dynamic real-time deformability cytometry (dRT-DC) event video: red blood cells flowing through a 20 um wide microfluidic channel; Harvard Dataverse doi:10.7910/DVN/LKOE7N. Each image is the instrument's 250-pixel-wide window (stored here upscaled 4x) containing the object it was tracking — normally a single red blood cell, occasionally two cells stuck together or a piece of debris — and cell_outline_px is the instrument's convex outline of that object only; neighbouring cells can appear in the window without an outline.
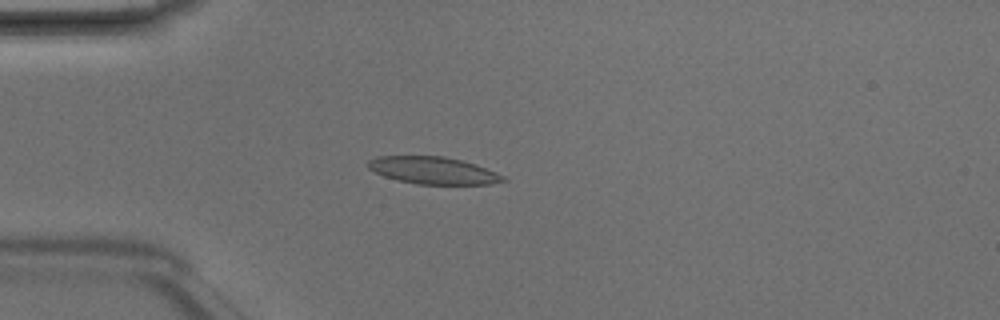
{"species": "Egyptian fruit bat (a non-hibernating species)", "species_latin": "Rousettus aegyptiacus", "temperature_condition": "room temperature", "stored_images_in_passage": 4, "camera_frame_rate_fps": 3000, "um_per_image_px": 0.085, "animal": {"sex": "male"}, "frame": {"image": 1, "passage_image": 4, "time_ms": 1.0, "image_size_px": [1000, 320], "cell_outline_px": [[508, 180], [488, 184], [416, 184], [396, 180], [384, 176], [368, 168], [368, 160], [376, 156], [444, 156], [476, 164], [496, 172], [504, 176]], "centroid_in_image_um": [36.81, 14.48], "position_along_channel_um": 48.2, "area_um2": 21.39}}